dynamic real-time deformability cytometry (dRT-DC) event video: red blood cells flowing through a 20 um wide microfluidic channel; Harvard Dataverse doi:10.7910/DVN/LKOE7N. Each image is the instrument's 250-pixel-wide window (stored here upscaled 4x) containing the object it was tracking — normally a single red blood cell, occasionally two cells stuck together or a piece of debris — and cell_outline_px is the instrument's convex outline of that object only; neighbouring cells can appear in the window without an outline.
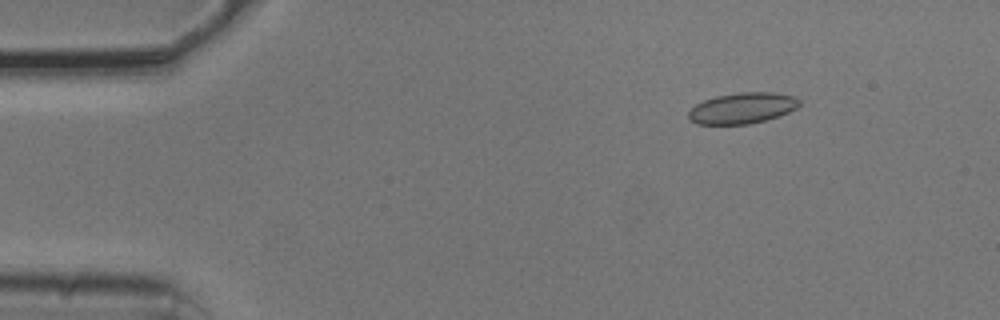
{"species": "common noctule bat (a hibernating species)", "species_latin": "Nyctalus noctula", "temperature_condition": "cold", "stored_images_in_passage": 53, "camera_frame_rate_fps": 3000, "um_per_image_px": 0.085, "animal": {"sex": "male", "body_mass_g": 20.5, "forearm_length_mm": 52.5}, "frame": {"image": 1, "passage_image": 7, "time_ms": 2.0, "image_size_px": [1000, 320], "cell_outline_px": [[800, 104], [796, 108], [788, 112], [764, 120], [748, 124], [696, 124], [688, 120], [688, 112], [696, 104], [704, 100], [716, 96], [740, 92], [772, 92], [792, 96], [800, 100]], "centroid_in_image_um": [63.06, 9.19], "position_along_channel_um": 21.9, "area_um2": 19.83}}
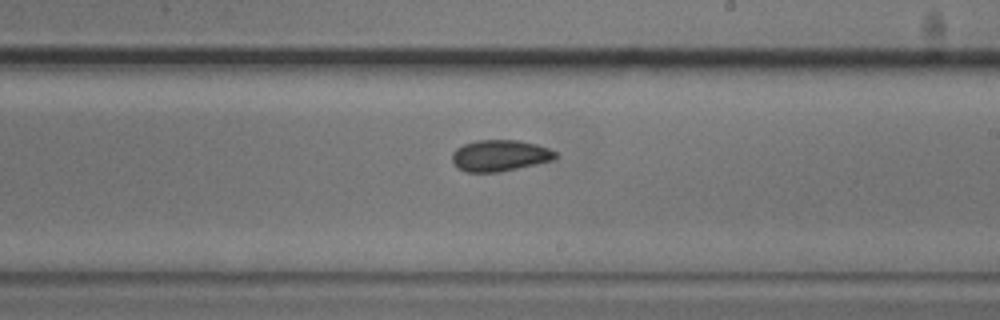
{"frame": {"image": 2, "passage_image": 31, "time_ms": 10.0, "image_size_px": [1000, 320], "cell_outline_px": [[556, 160], [500, 172], [468, 172], [456, 168], [452, 160], [452, 152], [456, 148], [464, 144], [476, 140], [520, 140], [536, 144], [548, 148], [556, 152]], "centroid_in_image_um": [42.48, 13.23], "position_along_channel_um": 246.5, "area_um2": 19.07}}
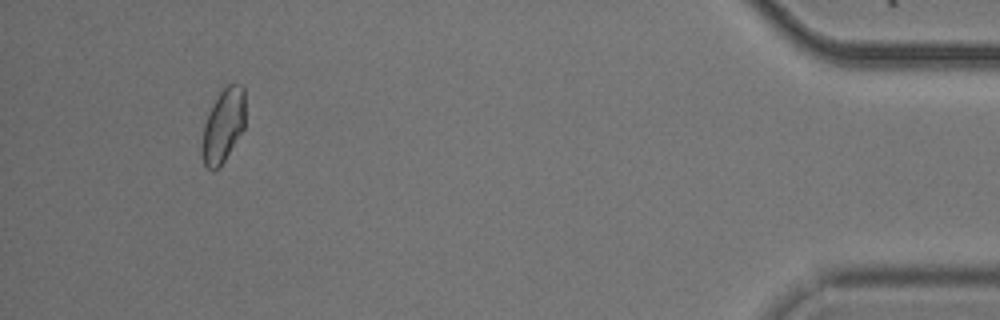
{"frame": {"image": 3, "passage_image": 50, "time_ms": 16.333, "image_size_px": [1000, 320], "cell_outline_px": [[244, 128], [224, 160], [212, 172], [204, 164], [200, 152], [200, 148], [204, 124], [220, 92], [228, 84], [240, 84], [244, 88]], "centroid_in_image_um": [18.95, 10.7], "position_along_channel_um": 416.2, "area_um2": 18.21}, "authors_computed_cell_mechanics": {"area_um2": 19.1318, "velocity_mm_per_s": 3.7644, "shape_relaxation_time_tau1_ms": null, "shape_relaxation_time_tau2_ms": 4.0049, "deformation_change_tau1": null, "deformation_change_tau2": 0.0702}}